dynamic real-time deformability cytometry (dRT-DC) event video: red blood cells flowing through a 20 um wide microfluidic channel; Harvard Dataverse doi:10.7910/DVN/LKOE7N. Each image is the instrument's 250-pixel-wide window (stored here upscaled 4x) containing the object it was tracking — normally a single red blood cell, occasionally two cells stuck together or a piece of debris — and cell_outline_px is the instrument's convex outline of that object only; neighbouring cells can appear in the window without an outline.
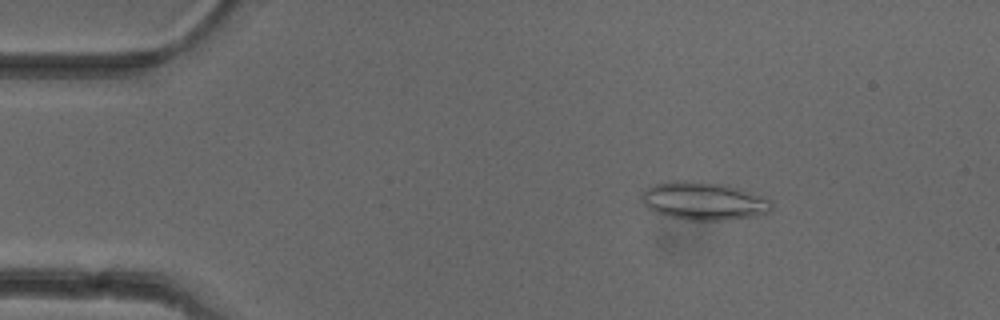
{"species": "common noctule bat (a hibernating species)", "species_latin": "Nyctalus noctula", "temperature_condition": "cold", "stored_images_in_passage": 51, "camera_frame_rate_fps": 3000, "um_per_image_px": 0.085, "animal": {"sex": "female"}, "frame": {"image": 1, "passage_image": 8, "time_ms": 2.333, "image_size_px": [1000, 320], "cell_outline_px": [[772, 208], [768, 212], [756, 216], [728, 220], [684, 220], [668, 216], [656, 212], [648, 208], [640, 200], [640, 196], [644, 188], [652, 184], [676, 180], [684, 180], [724, 184], [772, 200]], "centroid_in_image_um": [59.76, 17.09], "position_along_channel_um": 25.2, "area_um2": 28.9}}
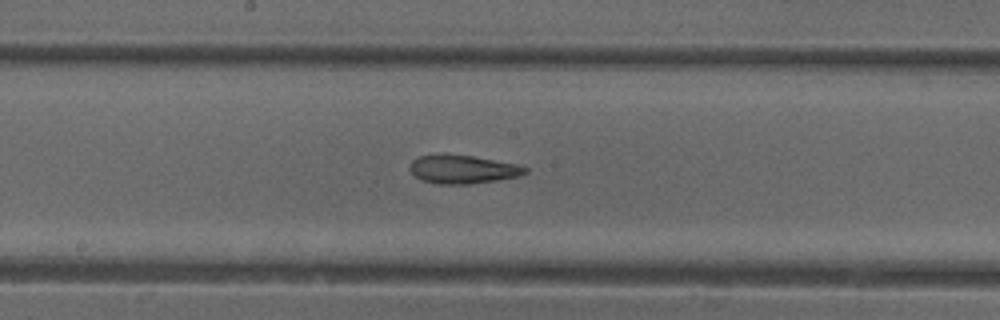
{"frame": {"image": 2, "passage_image": 27, "time_ms": 8.667, "image_size_px": [1000, 320], "cell_outline_px": [[528, 172], [520, 176], [496, 180], [468, 184], [440, 184], [420, 180], [408, 168], [408, 164], [412, 160], [420, 156], [444, 152], [472, 156], [516, 164], [528, 168]], "centroid_in_image_um": [39.28, 14.37], "position_along_channel_um": 208.9, "area_um2": 19.42}}
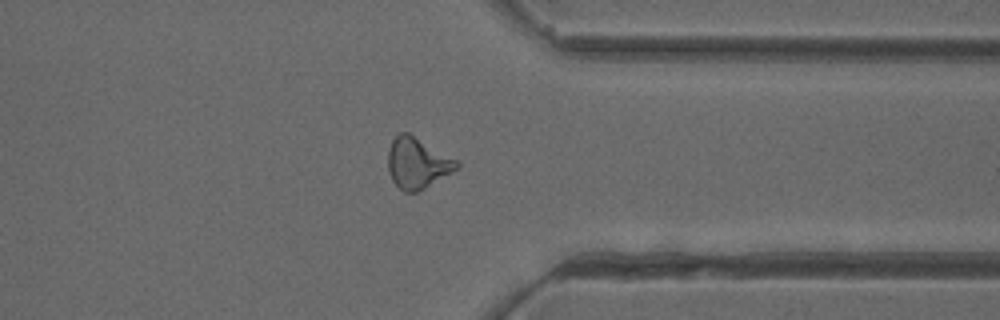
{"frame": {"image": 3, "passage_image": 40, "time_ms": 13.0, "image_size_px": [1000, 320], "cell_outline_px": [[460, 164], [456, 168], [424, 188], [416, 192], [404, 192], [392, 180], [388, 172], [388, 148], [392, 140], [400, 132], [408, 132], [456, 160]], "centroid_in_image_um": [35.41, 13.85], "position_along_channel_um": 376.0, "area_um2": 19.83}, "authors_computed_cell_mechanics": {"area_um2": 20.1144, "velocity_mm_per_s": 3.9784, "shape_relaxation_time_tau1_ms": null, "shape_relaxation_time_tau2_ms": 5.3992, "deformation_change_tau1": null, "deformation_change_tau2": 0.1735}}